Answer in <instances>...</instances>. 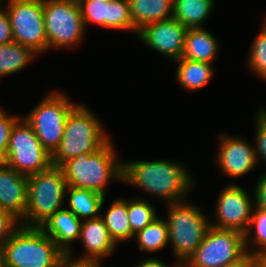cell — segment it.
Instances as JSON below:
<instances>
[{
    "label": "cell",
    "mask_w": 266,
    "mask_h": 267,
    "mask_svg": "<svg viewBox=\"0 0 266 267\" xmlns=\"http://www.w3.org/2000/svg\"><path fill=\"white\" fill-rule=\"evenodd\" d=\"M123 159L122 183L143 190L167 205L189 199L197 180L181 161Z\"/></svg>",
    "instance_id": "cell-1"
},
{
    "label": "cell",
    "mask_w": 266,
    "mask_h": 267,
    "mask_svg": "<svg viewBox=\"0 0 266 267\" xmlns=\"http://www.w3.org/2000/svg\"><path fill=\"white\" fill-rule=\"evenodd\" d=\"M111 138L94 154L82 153L65 161L60 168L67 185L92 190L106 196L111 181L123 180V158L119 155ZM106 191V192H105Z\"/></svg>",
    "instance_id": "cell-2"
},
{
    "label": "cell",
    "mask_w": 266,
    "mask_h": 267,
    "mask_svg": "<svg viewBox=\"0 0 266 267\" xmlns=\"http://www.w3.org/2000/svg\"><path fill=\"white\" fill-rule=\"evenodd\" d=\"M82 102L69 113L59 147L52 154V165L60 167L79 154H94L111 138L105 124Z\"/></svg>",
    "instance_id": "cell-3"
},
{
    "label": "cell",
    "mask_w": 266,
    "mask_h": 267,
    "mask_svg": "<svg viewBox=\"0 0 266 267\" xmlns=\"http://www.w3.org/2000/svg\"><path fill=\"white\" fill-rule=\"evenodd\" d=\"M166 206L169 248L178 263H187L211 227L210 215L189 199Z\"/></svg>",
    "instance_id": "cell-4"
},
{
    "label": "cell",
    "mask_w": 266,
    "mask_h": 267,
    "mask_svg": "<svg viewBox=\"0 0 266 267\" xmlns=\"http://www.w3.org/2000/svg\"><path fill=\"white\" fill-rule=\"evenodd\" d=\"M6 267H59L66 254L40 228L21 225L2 245Z\"/></svg>",
    "instance_id": "cell-5"
},
{
    "label": "cell",
    "mask_w": 266,
    "mask_h": 267,
    "mask_svg": "<svg viewBox=\"0 0 266 267\" xmlns=\"http://www.w3.org/2000/svg\"><path fill=\"white\" fill-rule=\"evenodd\" d=\"M67 186L62 169L57 166L27 176V207L21 225L40 227L62 209Z\"/></svg>",
    "instance_id": "cell-6"
},
{
    "label": "cell",
    "mask_w": 266,
    "mask_h": 267,
    "mask_svg": "<svg viewBox=\"0 0 266 267\" xmlns=\"http://www.w3.org/2000/svg\"><path fill=\"white\" fill-rule=\"evenodd\" d=\"M67 95L63 91L48 92L23 116L51 155L61 143L69 113L79 104Z\"/></svg>",
    "instance_id": "cell-7"
},
{
    "label": "cell",
    "mask_w": 266,
    "mask_h": 267,
    "mask_svg": "<svg viewBox=\"0 0 266 267\" xmlns=\"http://www.w3.org/2000/svg\"><path fill=\"white\" fill-rule=\"evenodd\" d=\"M48 51L72 49L83 44L86 32L77 0H43Z\"/></svg>",
    "instance_id": "cell-8"
},
{
    "label": "cell",
    "mask_w": 266,
    "mask_h": 267,
    "mask_svg": "<svg viewBox=\"0 0 266 267\" xmlns=\"http://www.w3.org/2000/svg\"><path fill=\"white\" fill-rule=\"evenodd\" d=\"M6 155L7 165L26 176L52 166V155L43 147L33 128L22 116L12 128Z\"/></svg>",
    "instance_id": "cell-9"
},
{
    "label": "cell",
    "mask_w": 266,
    "mask_h": 267,
    "mask_svg": "<svg viewBox=\"0 0 266 267\" xmlns=\"http://www.w3.org/2000/svg\"><path fill=\"white\" fill-rule=\"evenodd\" d=\"M6 1V2H4ZM10 18L14 42L32 48L40 56L48 51L43 0H0Z\"/></svg>",
    "instance_id": "cell-10"
},
{
    "label": "cell",
    "mask_w": 266,
    "mask_h": 267,
    "mask_svg": "<svg viewBox=\"0 0 266 267\" xmlns=\"http://www.w3.org/2000/svg\"><path fill=\"white\" fill-rule=\"evenodd\" d=\"M246 252L242 232L210 227L186 264L189 267H225Z\"/></svg>",
    "instance_id": "cell-11"
},
{
    "label": "cell",
    "mask_w": 266,
    "mask_h": 267,
    "mask_svg": "<svg viewBox=\"0 0 266 267\" xmlns=\"http://www.w3.org/2000/svg\"><path fill=\"white\" fill-rule=\"evenodd\" d=\"M214 219L210 216L211 227L247 231L254 209V197L235 181L222 187L216 197ZM212 219V220H211Z\"/></svg>",
    "instance_id": "cell-12"
},
{
    "label": "cell",
    "mask_w": 266,
    "mask_h": 267,
    "mask_svg": "<svg viewBox=\"0 0 266 267\" xmlns=\"http://www.w3.org/2000/svg\"><path fill=\"white\" fill-rule=\"evenodd\" d=\"M218 146L214 160L217 168L223 176L236 179L254 172L258 167L255 145L245 138L234 134L219 133L217 135ZM257 165V166H256Z\"/></svg>",
    "instance_id": "cell-13"
},
{
    "label": "cell",
    "mask_w": 266,
    "mask_h": 267,
    "mask_svg": "<svg viewBox=\"0 0 266 267\" xmlns=\"http://www.w3.org/2000/svg\"><path fill=\"white\" fill-rule=\"evenodd\" d=\"M187 30L181 22L171 17L144 26L136 38L157 54L175 62L183 55Z\"/></svg>",
    "instance_id": "cell-14"
},
{
    "label": "cell",
    "mask_w": 266,
    "mask_h": 267,
    "mask_svg": "<svg viewBox=\"0 0 266 267\" xmlns=\"http://www.w3.org/2000/svg\"><path fill=\"white\" fill-rule=\"evenodd\" d=\"M79 240L85 248L83 251L85 253L80 256V254L75 255V251H73L66 255L81 261H94L103 264L105 259L112 256L119 247L110 237L108 228L101 216L82 222Z\"/></svg>",
    "instance_id": "cell-15"
},
{
    "label": "cell",
    "mask_w": 266,
    "mask_h": 267,
    "mask_svg": "<svg viewBox=\"0 0 266 267\" xmlns=\"http://www.w3.org/2000/svg\"><path fill=\"white\" fill-rule=\"evenodd\" d=\"M27 207V176L10 166L0 168V208L21 220Z\"/></svg>",
    "instance_id": "cell-16"
},
{
    "label": "cell",
    "mask_w": 266,
    "mask_h": 267,
    "mask_svg": "<svg viewBox=\"0 0 266 267\" xmlns=\"http://www.w3.org/2000/svg\"><path fill=\"white\" fill-rule=\"evenodd\" d=\"M82 222L73 212L63 207L40 228L67 254L73 252V245L79 240Z\"/></svg>",
    "instance_id": "cell-17"
},
{
    "label": "cell",
    "mask_w": 266,
    "mask_h": 267,
    "mask_svg": "<svg viewBox=\"0 0 266 267\" xmlns=\"http://www.w3.org/2000/svg\"><path fill=\"white\" fill-rule=\"evenodd\" d=\"M219 50L218 39L206 27L188 28L182 58L213 64Z\"/></svg>",
    "instance_id": "cell-18"
},
{
    "label": "cell",
    "mask_w": 266,
    "mask_h": 267,
    "mask_svg": "<svg viewBox=\"0 0 266 267\" xmlns=\"http://www.w3.org/2000/svg\"><path fill=\"white\" fill-rule=\"evenodd\" d=\"M177 65L175 80L179 87L186 91H198L213 80L216 69L212 63L180 58ZM213 65V66H212Z\"/></svg>",
    "instance_id": "cell-19"
},
{
    "label": "cell",
    "mask_w": 266,
    "mask_h": 267,
    "mask_svg": "<svg viewBox=\"0 0 266 267\" xmlns=\"http://www.w3.org/2000/svg\"><path fill=\"white\" fill-rule=\"evenodd\" d=\"M65 206L80 220H88L101 216L106 196L83 188L67 186Z\"/></svg>",
    "instance_id": "cell-20"
},
{
    "label": "cell",
    "mask_w": 266,
    "mask_h": 267,
    "mask_svg": "<svg viewBox=\"0 0 266 267\" xmlns=\"http://www.w3.org/2000/svg\"><path fill=\"white\" fill-rule=\"evenodd\" d=\"M130 15L137 31L144 26L173 17L174 0H128Z\"/></svg>",
    "instance_id": "cell-21"
},
{
    "label": "cell",
    "mask_w": 266,
    "mask_h": 267,
    "mask_svg": "<svg viewBox=\"0 0 266 267\" xmlns=\"http://www.w3.org/2000/svg\"><path fill=\"white\" fill-rule=\"evenodd\" d=\"M104 212L101 213V217L115 244L118 246L129 240L132 241L134 234L128 219L127 198L118 197L114 199Z\"/></svg>",
    "instance_id": "cell-22"
},
{
    "label": "cell",
    "mask_w": 266,
    "mask_h": 267,
    "mask_svg": "<svg viewBox=\"0 0 266 267\" xmlns=\"http://www.w3.org/2000/svg\"><path fill=\"white\" fill-rule=\"evenodd\" d=\"M216 0H174L173 18L186 28L205 27Z\"/></svg>",
    "instance_id": "cell-23"
},
{
    "label": "cell",
    "mask_w": 266,
    "mask_h": 267,
    "mask_svg": "<svg viewBox=\"0 0 266 267\" xmlns=\"http://www.w3.org/2000/svg\"><path fill=\"white\" fill-rule=\"evenodd\" d=\"M37 56L32 48L14 41L0 45V79L22 71Z\"/></svg>",
    "instance_id": "cell-24"
},
{
    "label": "cell",
    "mask_w": 266,
    "mask_h": 267,
    "mask_svg": "<svg viewBox=\"0 0 266 267\" xmlns=\"http://www.w3.org/2000/svg\"><path fill=\"white\" fill-rule=\"evenodd\" d=\"M134 240L138 250L143 253L157 254L167 248L169 246V230L164 217L158 216L143 230L137 232L133 237Z\"/></svg>",
    "instance_id": "cell-25"
},
{
    "label": "cell",
    "mask_w": 266,
    "mask_h": 267,
    "mask_svg": "<svg viewBox=\"0 0 266 267\" xmlns=\"http://www.w3.org/2000/svg\"><path fill=\"white\" fill-rule=\"evenodd\" d=\"M244 239L246 251L266 261V210L254 207Z\"/></svg>",
    "instance_id": "cell-26"
},
{
    "label": "cell",
    "mask_w": 266,
    "mask_h": 267,
    "mask_svg": "<svg viewBox=\"0 0 266 267\" xmlns=\"http://www.w3.org/2000/svg\"><path fill=\"white\" fill-rule=\"evenodd\" d=\"M139 197L136 195L127 199L128 219L134 235L160 216L152 202H149L151 200Z\"/></svg>",
    "instance_id": "cell-27"
},
{
    "label": "cell",
    "mask_w": 266,
    "mask_h": 267,
    "mask_svg": "<svg viewBox=\"0 0 266 267\" xmlns=\"http://www.w3.org/2000/svg\"><path fill=\"white\" fill-rule=\"evenodd\" d=\"M259 32L250 43L247 67L250 73L266 82V16Z\"/></svg>",
    "instance_id": "cell-28"
},
{
    "label": "cell",
    "mask_w": 266,
    "mask_h": 267,
    "mask_svg": "<svg viewBox=\"0 0 266 267\" xmlns=\"http://www.w3.org/2000/svg\"><path fill=\"white\" fill-rule=\"evenodd\" d=\"M107 29L129 31L138 34L130 15L128 0H114L107 3Z\"/></svg>",
    "instance_id": "cell-29"
},
{
    "label": "cell",
    "mask_w": 266,
    "mask_h": 267,
    "mask_svg": "<svg viewBox=\"0 0 266 267\" xmlns=\"http://www.w3.org/2000/svg\"><path fill=\"white\" fill-rule=\"evenodd\" d=\"M86 30L89 24L107 29V3L96 0H77Z\"/></svg>",
    "instance_id": "cell-30"
},
{
    "label": "cell",
    "mask_w": 266,
    "mask_h": 267,
    "mask_svg": "<svg viewBox=\"0 0 266 267\" xmlns=\"http://www.w3.org/2000/svg\"><path fill=\"white\" fill-rule=\"evenodd\" d=\"M255 117L254 136L255 150L258 164L264 162L266 167V106L258 108ZM262 160V161H261ZM261 161V162H260Z\"/></svg>",
    "instance_id": "cell-31"
},
{
    "label": "cell",
    "mask_w": 266,
    "mask_h": 267,
    "mask_svg": "<svg viewBox=\"0 0 266 267\" xmlns=\"http://www.w3.org/2000/svg\"><path fill=\"white\" fill-rule=\"evenodd\" d=\"M3 107L0 106V148L5 152L8 149L10 134L15 123L21 118V115H9Z\"/></svg>",
    "instance_id": "cell-32"
},
{
    "label": "cell",
    "mask_w": 266,
    "mask_h": 267,
    "mask_svg": "<svg viewBox=\"0 0 266 267\" xmlns=\"http://www.w3.org/2000/svg\"><path fill=\"white\" fill-rule=\"evenodd\" d=\"M21 226L12 213L0 208V249L4 242Z\"/></svg>",
    "instance_id": "cell-33"
},
{
    "label": "cell",
    "mask_w": 266,
    "mask_h": 267,
    "mask_svg": "<svg viewBox=\"0 0 266 267\" xmlns=\"http://www.w3.org/2000/svg\"><path fill=\"white\" fill-rule=\"evenodd\" d=\"M3 6L0 3V45L14 41L10 18Z\"/></svg>",
    "instance_id": "cell-34"
},
{
    "label": "cell",
    "mask_w": 266,
    "mask_h": 267,
    "mask_svg": "<svg viewBox=\"0 0 266 267\" xmlns=\"http://www.w3.org/2000/svg\"><path fill=\"white\" fill-rule=\"evenodd\" d=\"M225 267H266V261L257 254L246 252L242 257Z\"/></svg>",
    "instance_id": "cell-35"
},
{
    "label": "cell",
    "mask_w": 266,
    "mask_h": 267,
    "mask_svg": "<svg viewBox=\"0 0 266 267\" xmlns=\"http://www.w3.org/2000/svg\"><path fill=\"white\" fill-rule=\"evenodd\" d=\"M260 176L253 189L254 207L266 210V172Z\"/></svg>",
    "instance_id": "cell-36"
},
{
    "label": "cell",
    "mask_w": 266,
    "mask_h": 267,
    "mask_svg": "<svg viewBox=\"0 0 266 267\" xmlns=\"http://www.w3.org/2000/svg\"><path fill=\"white\" fill-rule=\"evenodd\" d=\"M141 259L137 261L135 267H176L179 264L174 261V263H171L172 265H168L167 262L165 263V261L161 260V258H155L154 256Z\"/></svg>",
    "instance_id": "cell-37"
},
{
    "label": "cell",
    "mask_w": 266,
    "mask_h": 267,
    "mask_svg": "<svg viewBox=\"0 0 266 267\" xmlns=\"http://www.w3.org/2000/svg\"><path fill=\"white\" fill-rule=\"evenodd\" d=\"M102 263L94 261H81L76 260L66 255L59 267H102Z\"/></svg>",
    "instance_id": "cell-38"
},
{
    "label": "cell",
    "mask_w": 266,
    "mask_h": 267,
    "mask_svg": "<svg viewBox=\"0 0 266 267\" xmlns=\"http://www.w3.org/2000/svg\"><path fill=\"white\" fill-rule=\"evenodd\" d=\"M7 166V155L6 152L0 148V168Z\"/></svg>",
    "instance_id": "cell-39"
},
{
    "label": "cell",
    "mask_w": 266,
    "mask_h": 267,
    "mask_svg": "<svg viewBox=\"0 0 266 267\" xmlns=\"http://www.w3.org/2000/svg\"><path fill=\"white\" fill-rule=\"evenodd\" d=\"M0 267H6V265L4 264L3 258L0 254Z\"/></svg>",
    "instance_id": "cell-40"
},
{
    "label": "cell",
    "mask_w": 266,
    "mask_h": 267,
    "mask_svg": "<svg viewBox=\"0 0 266 267\" xmlns=\"http://www.w3.org/2000/svg\"><path fill=\"white\" fill-rule=\"evenodd\" d=\"M176 267H189L186 263H179Z\"/></svg>",
    "instance_id": "cell-41"
},
{
    "label": "cell",
    "mask_w": 266,
    "mask_h": 267,
    "mask_svg": "<svg viewBox=\"0 0 266 267\" xmlns=\"http://www.w3.org/2000/svg\"><path fill=\"white\" fill-rule=\"evenodd\" d=\"M96 1H101V2H104V3H108V2H111V1H114V0H96Z\"/></svg>",
    "instance_id": "cell-42"
}]
</instances>
